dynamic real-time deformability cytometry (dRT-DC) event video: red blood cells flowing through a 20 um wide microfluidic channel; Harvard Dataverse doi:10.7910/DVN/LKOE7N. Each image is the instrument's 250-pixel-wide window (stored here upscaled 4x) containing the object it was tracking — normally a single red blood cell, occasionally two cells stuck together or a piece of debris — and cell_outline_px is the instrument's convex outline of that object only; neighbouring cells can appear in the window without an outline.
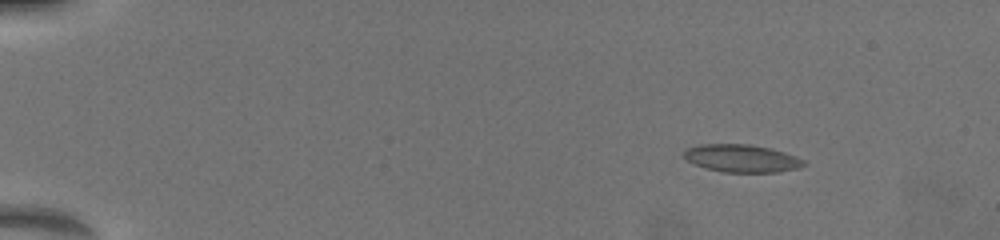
{"species": "common noctule bat (a hibernating species)", "species_latin": "Nyctalus noctula", "temperature_condition": "warm", "stored_images_in_passage": 46, "camera_frame_rate_fps": 3000, "um_per_image_px": 0.085, "animal": {"sex": "female", "body_mass_g": 19.5, "forearm_length_mm": 54.1}, "frame": {"image": 1, "passage_image": 8, "time_ms": 2.667, "image_size_px": [1000, 240], "cell_outline_px": [[808, 164], [796, 168], [776, 172], [724, 172], [708, 168], [696, 164], [688, 160], [684, 156], [684, 152], [688, 148], [700, 144], [748, 144], [768, 148], [784, 152], [796, 156], [804, 160]], "centroid_in_image_um": [63.07, 13.45], "position_along_channel_um": 21.9, "area_um2": 19.02}}
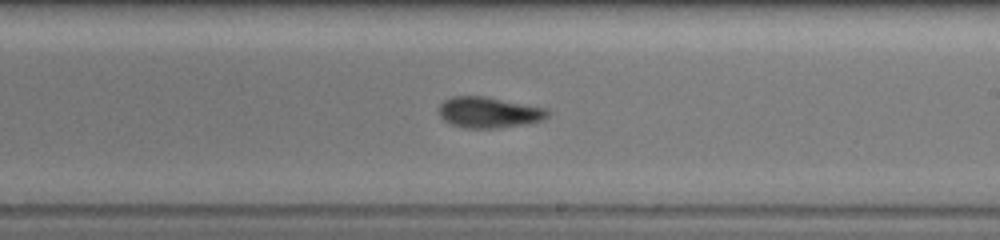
{"frame": {"image": 2, "passage_image": 30, "time_ms": 11.667, "image_size_px": [1000, 240], "cell_outline_px": [[548, 116], [544, 120], [528, 124], [500, 128], [464, 128], [452, 124], [444, 120], [440, 116], [440, 104], [444, 100], [452, 96], [484, 96], [548, 108]], "centroid_in_image_um": [41.59, 9.56], "position_along_channel_um": 247.4, "area_um2": 19.71}}
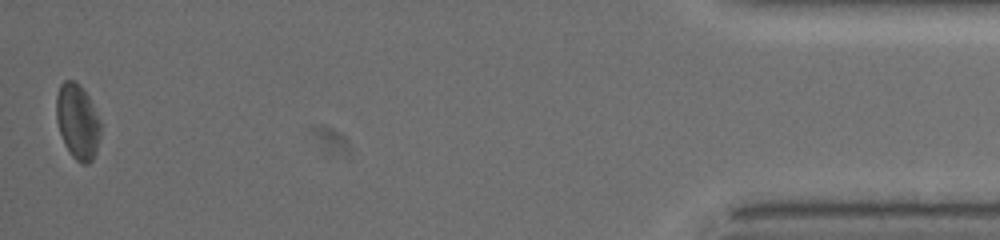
{"frame": {"image": 3, "passage_image": 46, "time_ms": 18.333, "image_size_px": [1000, 240], "cell_outline_px": [[100, 136], [96, 152], [92, 160], [88, 164], [80, 164], [68, 152], [64, 144], [56, 120], [56, 96], [60, 84], [64, 80], [76, 80], [80, 84], [88, 96], [100, 120]], "centroid_in_image_um": [6.58, 10.33], "position_along_channel_um": 428.6, "area_um2": 19.59}, "authors_computed_cell_mechanics": {"area_um2": 19.4497, "velocity_mm_per_s": 3.896, "shape_relaxation_time_tau1_ms": 6.1058, "shape_relaxation_time_tau2_ms": 2.1855, "deformation_change_tau1": 0.1636, "deformation_change_tau2": 0.0886}}